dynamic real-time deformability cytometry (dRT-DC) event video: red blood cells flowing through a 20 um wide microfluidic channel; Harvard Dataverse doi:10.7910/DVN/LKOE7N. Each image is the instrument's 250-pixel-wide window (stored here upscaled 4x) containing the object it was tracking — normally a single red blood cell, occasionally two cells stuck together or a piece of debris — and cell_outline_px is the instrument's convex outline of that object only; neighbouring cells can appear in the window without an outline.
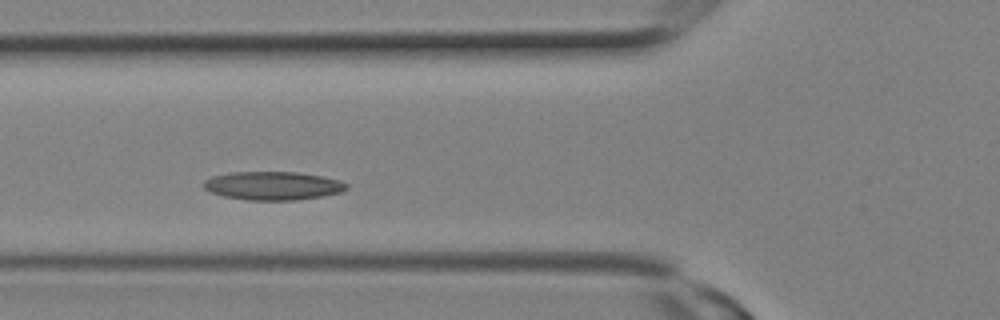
{"species": "Egyptian fruit bat (a non-hibernating species)", "species_latin": "Rousettus aegyptiacus", "temperature_condition": "room temperature", "stored_images_in_passage": 21, "segment_of_instrument_passage": [1, 2], "camera_frame_rate_fps": 3000, "um_per_image_px": 0.085, "animal": {"sex": "female"}, "frame": {"image": 1, "passage_image": 5, "time_ms": 1.333, "image_size_px": [1000, 320], "cell_outline_px": [[348, 188], [340, 192], [324, 196], [296, 200], [248, 200], [224, 196], [212, 192], [204, 188], [204, 180], [212, 176], [232, 172], [296, 172], [320, 176], [340, 180], [348, 184]], "centroid_in_image_um": [23.21, 15.79], "position_along_channel_um": 102.6, "area_um2": 23.58}}
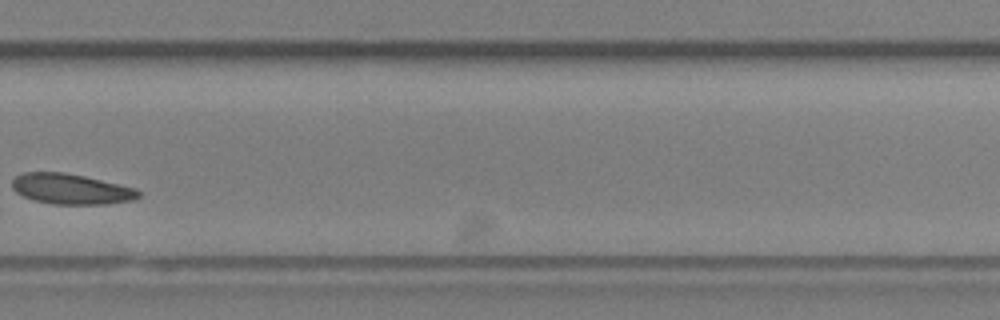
{"frame": {"image": 2, "passage_image": 13, "time_ms": 4.0, "image_size_px": [1000, 320], "cell_outline_px": [[140, 196], [132, 200], [104, 204], [52, 204], [32, 200], [16, 192], [12, 188], [12, 180], [16, 176], [24, 172], [64, 172], [84, 176], [136, 188], [140, 192]], "centroid_in_image_um": [6.01, 16.06], "position_along_channel_um": 323.8, "area_um2": 22.37}}
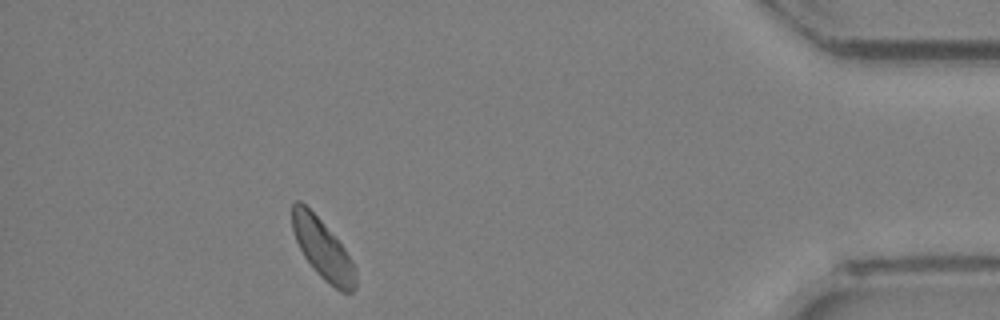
{"frame": {"image": 3, "passage_image": 18, "time_ms": 5.667, "image_size_px": [1000, 320], "cell_outline_px": [[356, 288], [352, 292], [340, 292], [328, 284], [316, 272], [304, 256], [296, 240], [292, 228], [292, 204], [296, 200], [300, 200], [320, 220], [344, 248], [352, 260], [356, 268]], "centroid_in_image_um": [27.45, 21.22], "position_along_channel_um": 407.8, "area_um2": 21.91}}